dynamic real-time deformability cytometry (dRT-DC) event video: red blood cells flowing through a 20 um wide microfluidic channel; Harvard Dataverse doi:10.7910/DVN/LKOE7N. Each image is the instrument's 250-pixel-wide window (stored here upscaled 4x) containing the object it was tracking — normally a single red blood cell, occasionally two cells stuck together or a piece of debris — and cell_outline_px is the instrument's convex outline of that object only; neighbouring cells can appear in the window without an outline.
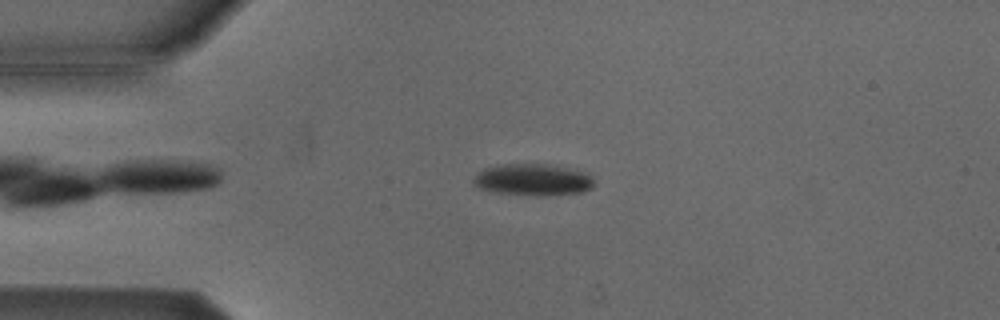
{"species": "Egyptian fruit bat (a non-hibernating species)", "species_latin": "Rousettus aegyptiacus", "temperature_condition": "cold", "stored_images_in_passage": 42, "camera_frame_rate_fps": 3000, "um_per_image_px": 0.085, "animal": {"sex": "male"}, "frame": {"image": 1, "passage_image": 1, "time_ms": 0.0, "image_size_px": [1000, 320], "cell_outline_px": [[592, 188], [580, 192], [540, 196], [496, 192], [480, 188], [472, 180], [484, 168], [496, 164], [544, 164], [584, 172], [592, 176]], "centroid_in_image_um": [45.27, 15.27], "position_along_channel_um": 39.7, "area_um2": 21.85}}
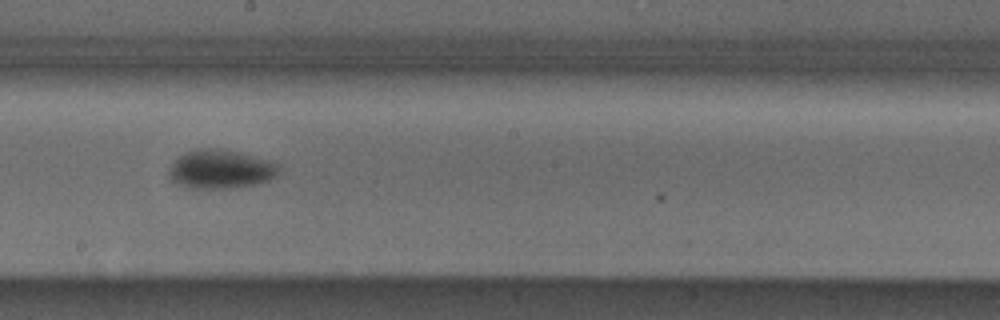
{"frame": {"image": 2, "passage_image": 18, "time_ms": 5.667, "image_size_px": [1000, 320], "cell_outline_px": [[280, 168], [276, 176], [268, 180], [256, 184], [232, 188], [192, 188], [176, 184], [168, 176], [168, 172], [172, 164], [184, 152], [200, 148], [220, 148], [240, 152], [272, 160], [280, 164]], "centroid_in_image_um": [18.78, 14.37], "position_along_channel_um": 229.4, "area_um2": 25.14}}
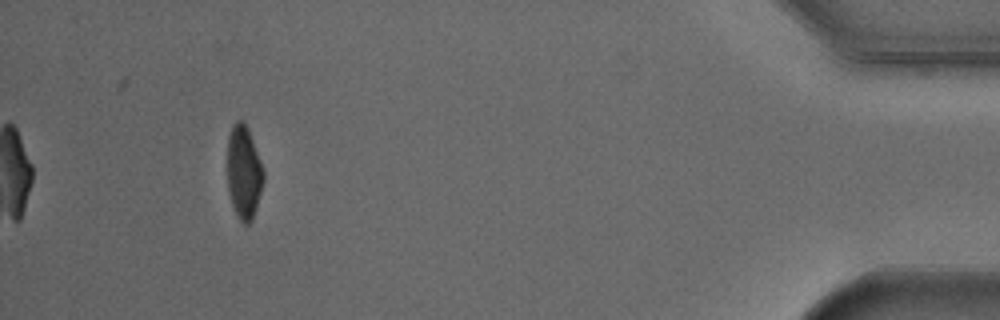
{"frame": {"image": 3, "passage_image": 38, "time_ms": 12.333, "image_size_px": [1000, 320], "cell_outline_px": [[264, 180], [252, 220], [248, 224], [244, 224], [240, 220], [232, 204], [228, 188], [228, 136], [232, 124], [236, 120], [244, 120], [248, 128], [264, 168]], "centroid_in_image_um": [20.73, 14.59], "position_along_channel_um": 414.5, "area_um2": 19.65}, "authors_computed_cell_mechanics": {"area_um2": 23.0044, "velocity_mm_per_s": 3.8303, "shape_relaxation_time_tau1_ms": 2.8625, "shape_relaxation_time_tau2_ms": null, "deformation_change_tau1": 0.126, "deformation_change_tau2": null}}